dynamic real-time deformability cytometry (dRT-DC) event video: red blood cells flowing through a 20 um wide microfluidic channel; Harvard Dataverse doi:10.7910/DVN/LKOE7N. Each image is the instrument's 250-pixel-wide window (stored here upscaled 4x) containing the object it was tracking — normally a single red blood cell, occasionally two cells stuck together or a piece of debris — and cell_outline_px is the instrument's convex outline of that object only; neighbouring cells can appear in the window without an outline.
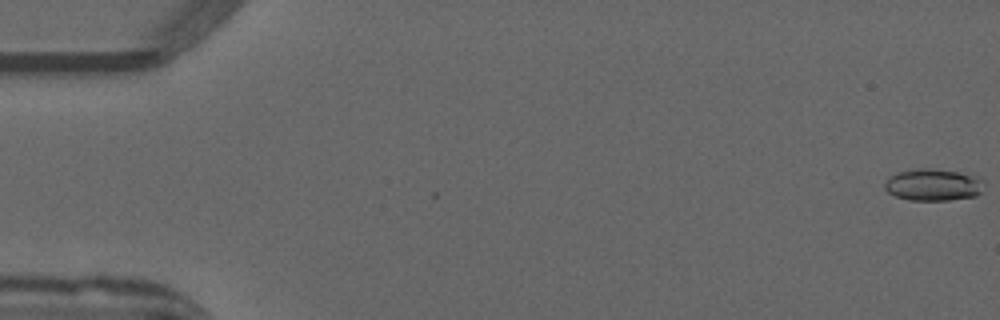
{"species": "common noctule bat (a hibernating species)", "species_latin": "Nyctalus noctula", "temperature_condition": "warm", "stored_images_in_passage": 52, "camera_frame_rate_fps": 3000, "um_per_image_px": 0.085, "animal": {"sex": "male", "forearm_length_mm": 52.5}, "frame": {"image": 1, "passage_image": 1, "time_ms": 0.0, "image_size_px": [1000, 320], "cell_outline_px": [[984, 180], [980, 192], [976, 196], [948, 200], [908, 200], [896, 196], [888, 192], [884, 188], [884, 184], [892, 176], [900, 172], [920, 168], [924, 168], [956, 172], [980, 176]], "centroid_in_image_um": [79.35, 15.72], "position_along_channel_um": 5.6, "area_um2": 18.21}}
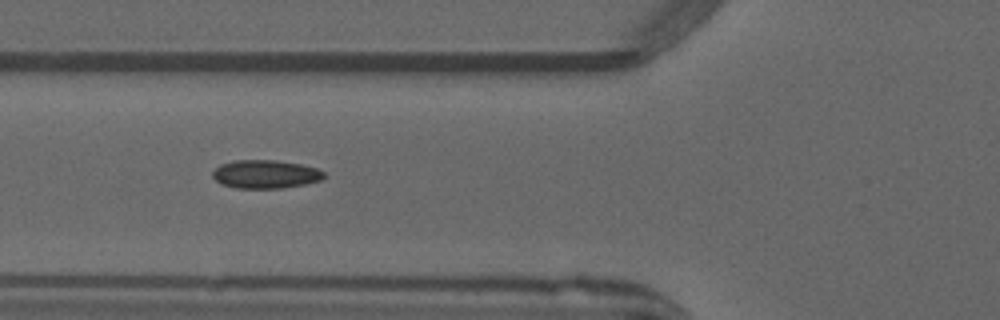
{"frame": {"image": 2, "passage_image": 20, "time_ms": 6.333, "image_size_px": [1000, 320], "cell_outline_px": [[324, 176], [320, 180], [304, 184], [280, 188], [236, 188], [220, 184], [212, 176], [212, 172], [220, 164], [232, 160], [276, 160], [300, 164], [316, 168], [324, 172]], "centroid_in_image_um": [22.52, 14.8], "position_along_channel_um": 103.3, "area_um2": 18.38}}
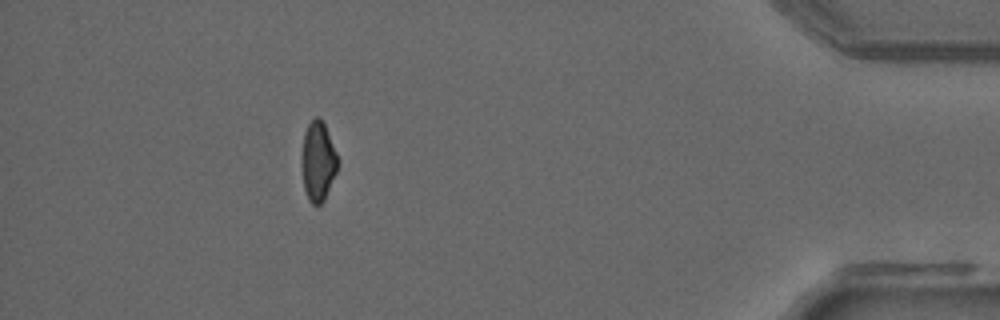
{"frame": {"image": 3, "passage_image": 47, "time_ms": 15.333, "image_size_px": [1000, 320], "cell_outline_px": [[340, 164], [324, 200], [320, 204], [312, 204], [308, 200], [304, 188], [304, 132], [308, 124], [316, 116], [320, 116], [324, 124], [336, 152]], "centroid_in_image_um": [27.08, 13.71], "position_along_channel_um": 408.1, "area_um2": 16.13}, "authors_computed_cell_mechanics": {"area_um2": 17.7735, "velocity_mm_per_s": 4.007, "shape_relaxation_time_tau1_ms": null, "shape_relaxation_time_tau2_ms": 1.3135, "deformation_change_tau1": null, "deformation_change_tau2": 0.0773}}